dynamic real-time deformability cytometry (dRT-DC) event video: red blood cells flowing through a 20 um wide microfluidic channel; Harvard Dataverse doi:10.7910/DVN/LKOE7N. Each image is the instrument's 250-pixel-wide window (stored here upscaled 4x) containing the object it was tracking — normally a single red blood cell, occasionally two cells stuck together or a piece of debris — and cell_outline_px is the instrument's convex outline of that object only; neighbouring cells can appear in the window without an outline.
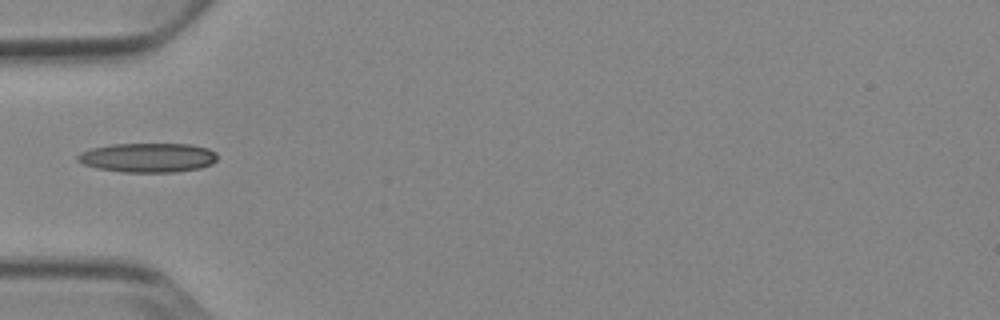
{"species": "Egyptian fruit bat (a non-hibernating species)", "species_latin": "Rousettus aegyptiacus", "temperature_condition": "cold", "stored_images_in_passage": 36, "camera_frame_rate_fps": 3000, "um_per_image_px": 0.085, "animal": {"sex": "female"}, "frame": {"image": 1, "passage_image": 1, "time_ms": 0.0, "image_size_px": [1000, 320], "cell_outline_px": [[216, 160], [212, 164], [200, 168], [176, 172], [124, 172], [96, 168], [84, 164], [76, 160], [76, 156], [80, 152], [92, 148], [112, 144], [192, 144], [208, 148], [216, 152]], "centroid_in_image_um": [12.57, 13.39], "position_along_channel_um": 72.4, "area_um2": 23.99}}
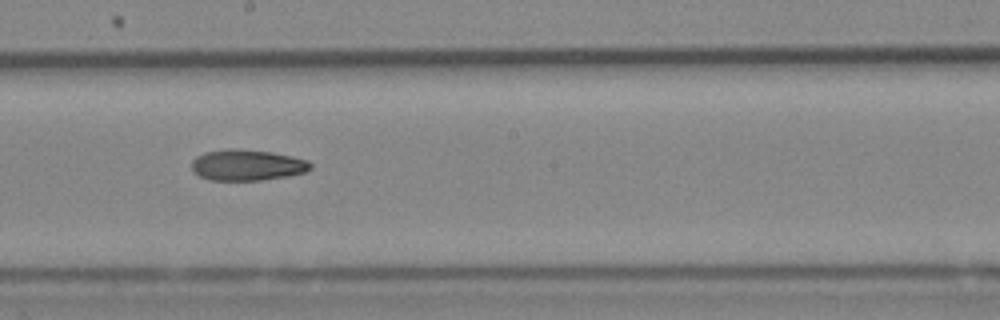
{"frame": {"image": 2, "passage_image": 13, "time_ms": 4.0, "image_size_px": [1000, 320], "cell_outline_px": [[312, 168], [304, 172], [288, 176], [260, 180], [208, 180], [192, 172], [192, 160], [196, 156], [204, 152], [228, 148], [236, 148], [272, 152], [292, 156], [308, 160], [312, 164]], "centroid_in_image_um": [20.98, 14.02], "position_along_channel_um": 227.2, "area_um2": 21.68}}
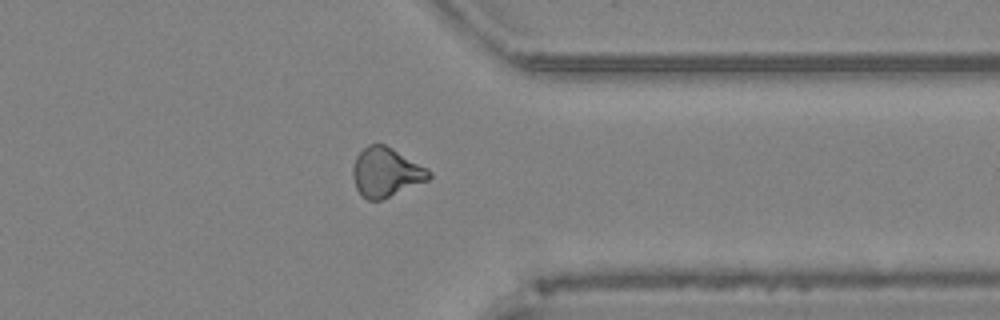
{"frame": {"image": 3, "passage_image": 25, "time_ms": 8.0, "image_size_px": [1000, 320], "cell_outline_px": [[432, 176], [428, 180], [380, 200], [368, 200], [356, 188], [352, 176], [352, 168], [356, 156], [368, 144], [384, 144], [392, 148], [428, 168], [432, 172]], "centroid_in_image_um": [32.81, 14.63], "position_along_channel_um": 378.6, "area_um2": 21.68}}